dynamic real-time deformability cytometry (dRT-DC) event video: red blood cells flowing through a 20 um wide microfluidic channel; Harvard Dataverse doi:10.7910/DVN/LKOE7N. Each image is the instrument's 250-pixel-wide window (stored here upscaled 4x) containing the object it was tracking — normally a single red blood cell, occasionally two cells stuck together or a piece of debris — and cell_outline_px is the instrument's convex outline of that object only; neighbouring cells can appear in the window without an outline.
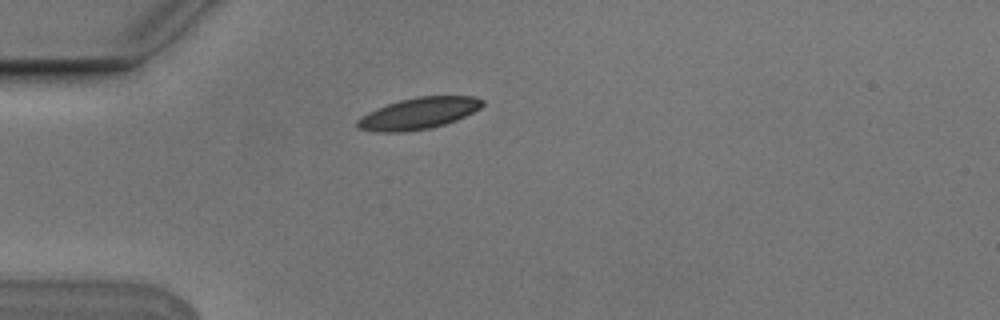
{"species": "Egyptian fruit bat (a non-hibernating species)", "species_latin": "Rousettus aegyptiacus", "temperature_condition": "cold", "stored_images_in_passage": 6, "camera_frame_rate_fps": 3000, "um_per_image_px": 0.085, "animal": {"sex": "male"}, "frame": {"image": 1, "passage_image": 6, "time_ms": 1.667, "image_size_px": [1000, 320], "cell_outline_px": [[484, 104], [480, 108], [456, 120], [444, 124], [428, 128], [400, 132], [376, 132], [356, 128], [356, 120], [360, 116], [376, 108], [400, 100], [416, 96], [472, 96], [484, 100]], "centroid_in_image_um": [35.53, 9.63], "position_along_channel_um": 49.5, "area_um2": 22.89}}